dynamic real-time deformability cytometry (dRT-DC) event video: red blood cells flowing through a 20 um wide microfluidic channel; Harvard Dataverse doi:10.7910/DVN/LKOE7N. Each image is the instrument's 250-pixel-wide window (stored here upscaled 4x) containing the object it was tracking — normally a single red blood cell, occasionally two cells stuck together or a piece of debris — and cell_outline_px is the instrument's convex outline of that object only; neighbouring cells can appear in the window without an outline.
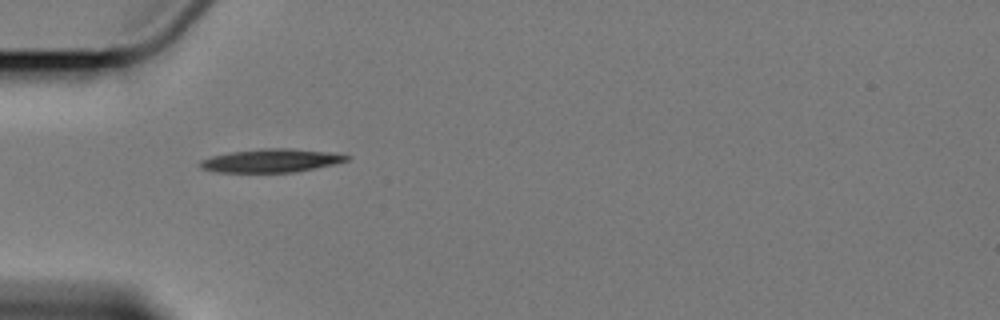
{"species": "Egyptian fruit bat (a non-hibernating species)", "species_latin": "Rousettus aegyptiacus", "temperature_condition": "cold", "stored_images_in_passage": 3, "camera_frame_rate_fps": 3000, "um_per_image_px": 0.085, "animal": {"sex": "female"}, "frame": {"image": 1, "passage_image": 2, "time_ms": 1.0, "image_size_px": [1000, 320], "cell_outline_px": [[352, 156], [348, 160], [332, 164], [296, 172], [216, 172], [200, 168], [200, 160], [212, 156], [232, 152], [264, 148], [288, 148], [324, 152]], "centroid_in_image_um": [23.0, 13.66], "position_along_channel_um": 62.0, "area_um2": 19.59}}
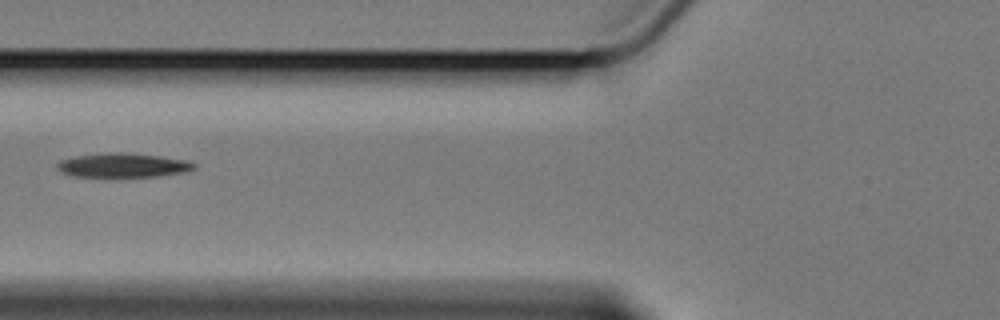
{"frame": {"image": 2, "passage_image": 3, "time_ms": 2.667, "image_size_px": [1000, 320], "cell_outline_px": [[196, 168], [184, 172], [160, 176], [72, 176], [56, 168], [56, 164], [60, 160], [76, 156], [108, 152], [124, 152], [160, 156], [188, 160], [196, 164]], "centroid_in_image_um": [10.48, 14.03], "position_along_channel_um": 115.3, "area_um2": 19.19}}